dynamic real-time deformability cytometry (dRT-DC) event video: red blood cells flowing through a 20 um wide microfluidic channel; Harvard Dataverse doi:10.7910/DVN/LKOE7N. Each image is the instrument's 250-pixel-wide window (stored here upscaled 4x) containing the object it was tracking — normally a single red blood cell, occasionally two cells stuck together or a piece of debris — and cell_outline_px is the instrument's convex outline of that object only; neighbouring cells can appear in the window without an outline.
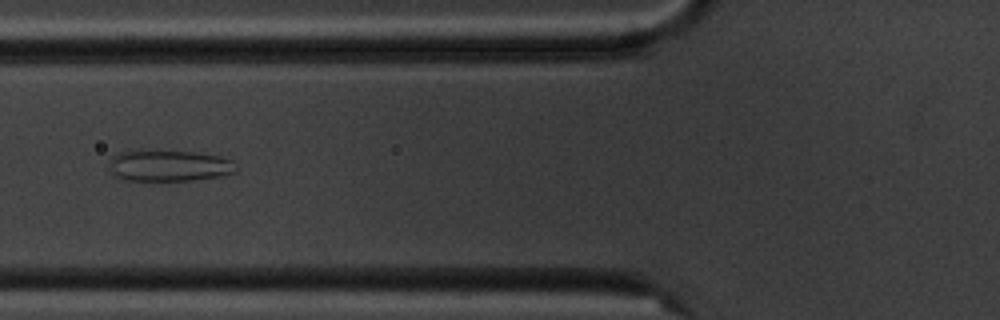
{"species": "common noctule bat (a hibernating species)", "species_latin": "Nyctalus noctula", "temperature_condition": "cold", "stored_images_in_passage": 12, "camera_frame_rate_fps": 3000, "um_per_image_px": 0.085, "animal": {"sex": "male", "body_mass_g": 20.1, "forearm_length_mm": 53.5}, "frame": {"image": 1, "passage_image": 3, "time_ms": 3.0, "image_size_px": [1000, 320], "cell_outline_px": [[236, 172], [220, 176], [192, 180], [124, 180], [108, 172], [108, 160], [112, 156], [120, 152], [192, 152], [220, 156], [232, 160], [236, 168]], "centroid_in_image_um": [14.34, 14.11], "position_along_channel_um": 111.5, "area_um2": 22.77}}
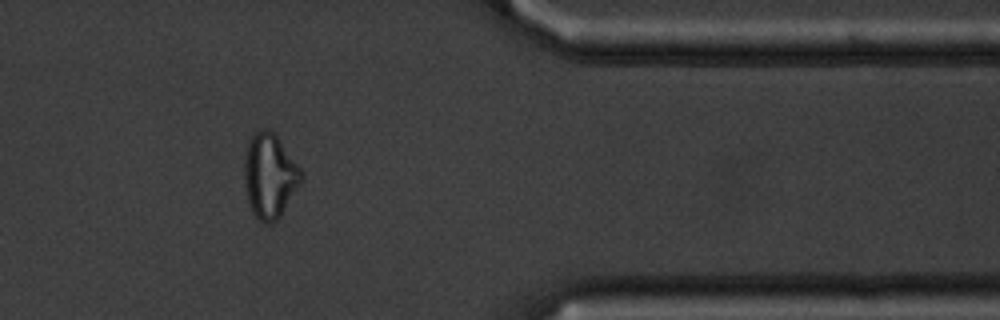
{"frame": {"image": 2, "passage_image": 10, "time_ms": 11.333, "image_size_px": [1000, 320], "cell_outline_px": [[304, 180], [280, 216], [272, 224], [264, 224], [252, 212], [248, 200], [244, 180], [244, 152], [248, 140], [260, 128], [268, 128], [276, 132], [304, 172]], "centroid_in_image_um": [22.95, 14.89], "position_along_channel_um": 388.4, "area_um2": 28.84}}